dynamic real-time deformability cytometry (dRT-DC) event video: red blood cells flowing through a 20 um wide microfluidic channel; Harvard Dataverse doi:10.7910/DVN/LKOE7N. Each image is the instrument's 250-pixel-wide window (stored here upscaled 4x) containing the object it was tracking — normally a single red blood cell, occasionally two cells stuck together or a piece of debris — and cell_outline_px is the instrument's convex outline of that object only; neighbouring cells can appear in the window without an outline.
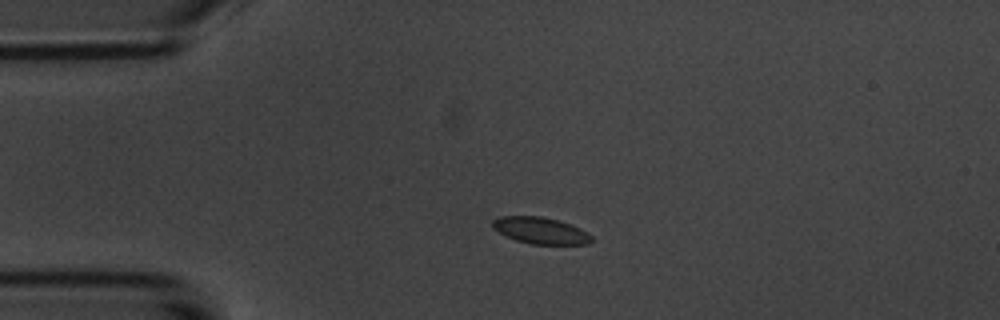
{"species": "common noctule bat (a hibernating species)", "species_latin": "Nyctalus noctula", "temperature_condition": "room temperature", "stored_images_in_passage": 3, "camera_frame_rate_fps": 3000, "um_per_image_px": 0.085, "animal": {"sex": "male", "body_mass_g": 20.1, "forearm_length_mm": 53.5}, "frame": {"image": 1, "passage_image": 3, "time_ms": 2.333, "image_size_px": [1000, 320], "cell_outline_px": [[592, 240], [588, 244], [532, 244], [516, 240], [492, 228], [492, 220], [500, 216], [540, 216], [556, 220], [580, 228], [588, 232], [592, 236]], "centroid_in_image_um": [45.94, 19.59], "position_along_channel_um": 39.1, "area_um2": 15.14}}